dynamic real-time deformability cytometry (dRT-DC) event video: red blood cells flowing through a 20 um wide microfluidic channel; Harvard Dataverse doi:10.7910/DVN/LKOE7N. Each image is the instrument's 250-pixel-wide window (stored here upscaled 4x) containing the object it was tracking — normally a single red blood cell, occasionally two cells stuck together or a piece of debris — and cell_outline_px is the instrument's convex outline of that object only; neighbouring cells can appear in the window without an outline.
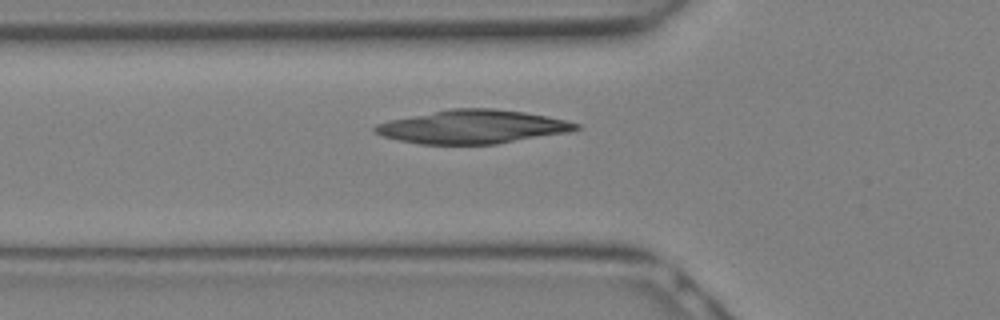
{"species": "Egyptian fruit bat (a non-hibernating species)", "species_latin": "Rousettus aegyptiacus", "temperature_condition": "warm", "stored_images_in_passage": 8, "camera_frame_rate_fps": 3000, "um_per_image_px": 0.085, "animal": {"sex": "female"}, "frame": {"image": 1, "passage_image": 4, "time_ms": 1.0, "image_size_px": [1000, 320], "cell_outline_px": [[580, 128], [568, 132], [496, 144], [420, 144], [380, 136], [372, 132], [372, 128], [376, 124], [392, 120], [452, 108], [492, 108], [524, 112], [548, 116], [580, 124]], "centroid_in_image_um": [40.16, 10.78], "position_along_channel_um": 85.6, "area_um2": 39.02}}
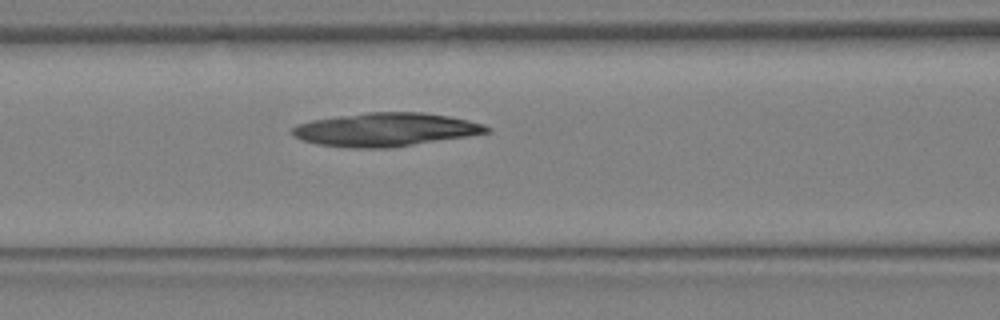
{"frame": {"image": 2, "passage_image": 6, "time_ms": 1.667, "image_size_px": [1000, 320], "cell_outline_px": [[492, 132], [468, 136], [392, 148], [348, 148], [316, 144], [292, 136], [292, 128], [296, 124], [312, 120], [368, 112], [424, 112], [448, 116], [468, 120], [484, 124], [492, 128]], "centroid_in_image_um": [32.79, 11.02], "position_along_channel_um": 133.8, "area_um2": 38.09}}
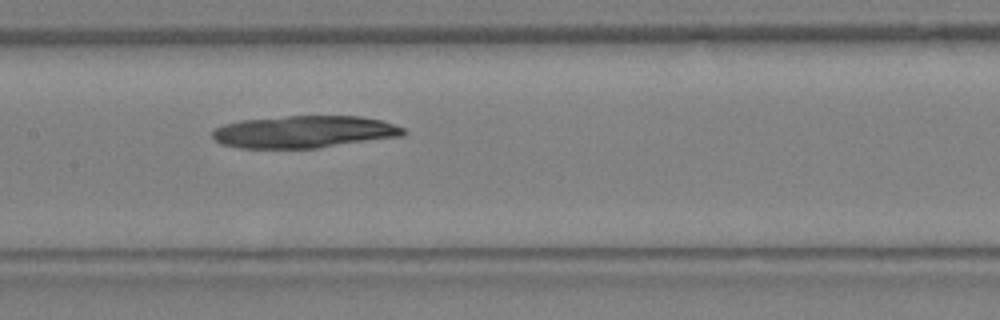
{"frame": {"image": 3, "passage_image": 8, "time_ms": 2.333, "image_size_px": [1000, 320], "cell_outline_px": [[408, 132], [404, 136], [320, 148], [240, 148], [220, 144], [212, 136], [212, 132], [216, 128], [224, 124], [240, 120], [284, 116], [360, 116], [380, 120], [404, 128]], "centroid_in_image_um": [25.87, 11.21], "position_along_channel_um": 181.5, "area_um2": 36.13}}